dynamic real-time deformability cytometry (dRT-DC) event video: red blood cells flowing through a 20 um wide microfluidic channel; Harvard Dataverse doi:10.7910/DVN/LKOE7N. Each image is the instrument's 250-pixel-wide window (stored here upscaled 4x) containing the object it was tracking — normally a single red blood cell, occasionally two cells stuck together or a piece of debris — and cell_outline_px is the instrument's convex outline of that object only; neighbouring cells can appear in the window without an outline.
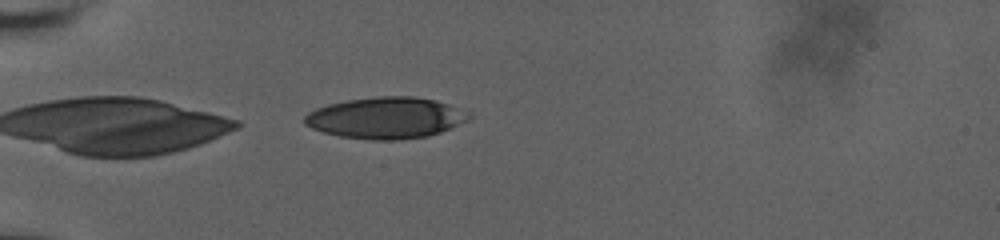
{"species": "human", "species_latin": "Homo sapiens", "temperature_condition": "room temperature", "stored_images_in_passage": 44, "camera_frame_rate_fps": 3000, "um_per_image_px": 0.085, "donor": {"sex": "male"}, "frame": {"image": 1, "passage_image": 1, "time_ms": 0.0, "image_size_px": [1000, 240], "cell_outline_px": [[472, 116], [468, 120], [440, 132], [428, 136], [396, 140], [372, 140], [340, 136], [324, 132], [312, 128], [304, 124], [304, 116], [308, 112], [316, 108], [328, 104], [348, 100], [376, 96], [416, 96], [436, 100], [472, 112]], "centroid_in_image_um": [32.82, 10.01], "position_along_channel_um": 52.2, "area_um2": 39.77}}
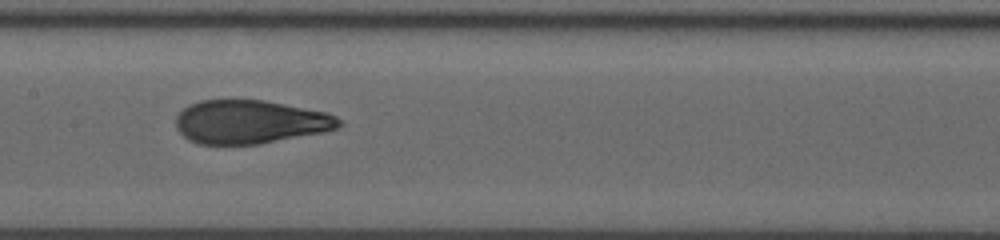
{"frame": {"image": 2, "passage_image": 12, "time_ms": 4.333, "image_size_px": [1000, 240], "cell_outline_px": [[344, 124], [336, 128], [324, 132], [260, 144], [200, 144], [188, 140], [176, 128], [176, 116], [188, 104], [200, 100], [264, 100], [328, 112], [336, 116]], "centroid_in_image_um": [21.27, 10.36], "position_along_channel_um": 186.1, "area_um2": 41.56}}
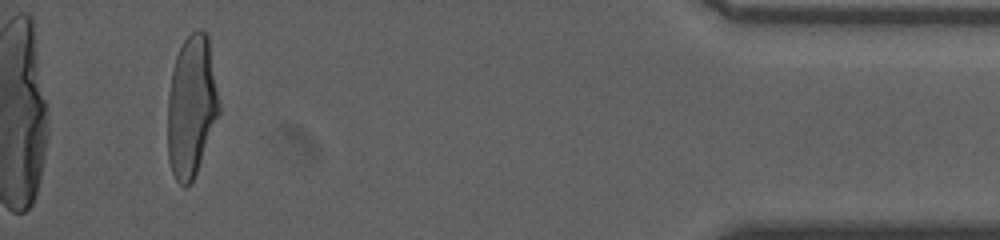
{"frame": {"image": 3, "passage_image": 40, "time_ms": 12.333, "image_size_px": [1000, 240], "cell_outline_px": [[220, 112], [196, 172], [192, 180], [184, 188], [176, 180], [172, 172], [168, 160], [168, 96], [172, 68], [176, 56], [184, 40], [192, 32], [200, 28], [208, 36], [220, 104]], "centroid_in_image_um": [16.27, 9.03], "position_along_channel_um": 418.9, "area_um2": 42.19}, "authors_computed_cell_mechanics": {"area_um2": 42.3096, "velocity_mm_per_s": 3.6655, "shape_relaxation_time_tau1_ms": 6.0511, "shape_relaxation_time_tau2_ms": 0.9323, "deformation_change_tau1": 0.2427, "deformation_change_tau2": 0.0794}}